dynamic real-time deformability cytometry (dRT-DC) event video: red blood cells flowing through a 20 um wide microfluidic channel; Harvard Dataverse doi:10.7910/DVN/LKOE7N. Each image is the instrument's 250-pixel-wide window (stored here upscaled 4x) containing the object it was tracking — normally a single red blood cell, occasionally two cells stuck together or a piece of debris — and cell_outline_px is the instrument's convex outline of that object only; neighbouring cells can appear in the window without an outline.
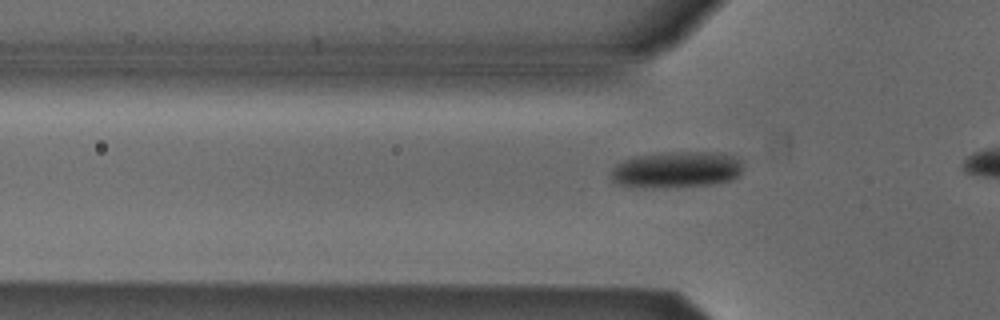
{"species": "Egyptian fruit bat (a non-hibernating species)", "species_latin": "Rousettus aegyptiacus", "temperature_condition": "cold", "stored_images_in_passage": 7, "camera_frame_rate_fps": 3000, "um_per_image_px": 0.085, "animal": {"sex": "male"}, "frame": {"image": 1, "passage_image": 7, "time_ms": 2.0, "image_size_px": [1000, 320], "cell_outline_px": [[744, 168], [740, 176], [732, 180], [712, 184], [664, 188], [644, 188], [616, 184], [612, 180], [612, 168], [616, 164], [624, 160], [636, 156], [660, 152], [720, 152], [736, 156], [744, 160]], "centroid_in_image_um": [57.57, 14.42], "position_along_channel_um": 68.2, "area_um2": 28.73}}